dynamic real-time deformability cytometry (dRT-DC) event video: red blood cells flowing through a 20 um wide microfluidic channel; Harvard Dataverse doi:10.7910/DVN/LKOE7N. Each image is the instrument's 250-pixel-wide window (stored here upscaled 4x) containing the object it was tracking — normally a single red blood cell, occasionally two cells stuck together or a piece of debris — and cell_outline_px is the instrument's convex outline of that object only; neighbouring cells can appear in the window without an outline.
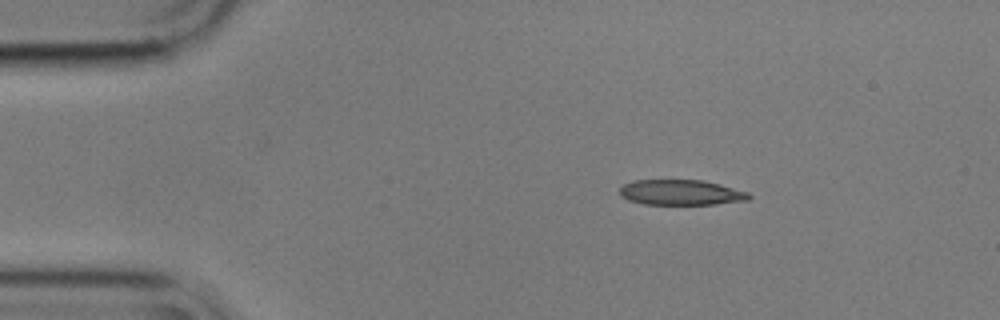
{"species": "common noctule bat (a hibernating species)", "species_latin": "Nyctalus noctula", "temperature_condition": "cold", "stored_images_in_passage": 48, "camera_frame_rate_fps": 3000, "um_per_image_px": 0.085, "animal": {"sex": "male", "body_mass_g": 17.9}, "frame": {"image": 1, "passage_image": 1, "time_ms": 0.0, "image_size_px": [1000, 320], "cell_outline_px": [[752, 196], [748, 200], [716, 204], [644, 204], [628, 200], [620, 196], [620, 188], [624, 184], [632, 180], [704, 180], [720, 184], [748, 192]], "centroid_in_image_um": [57.88, 16.35], "position_along_channel_um": 27.1, "area_um2": 19.13}}
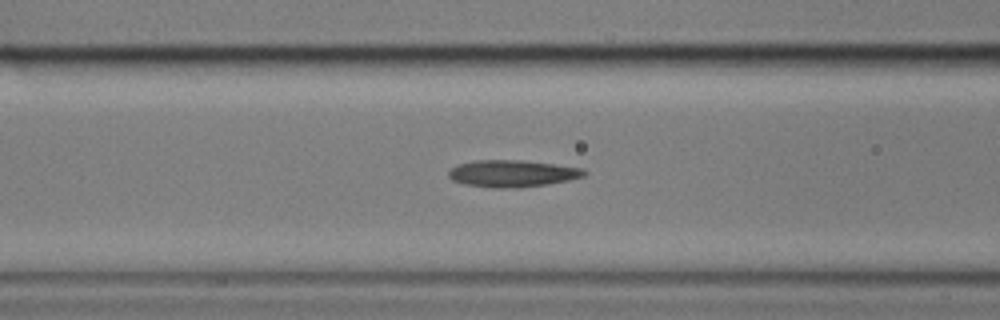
{"frame": {"image": 2, "passage_image": 14, "time_ms": 4.333, "image_size_px": [1000, 320], "cell_outline_px": [[588, 172], [584, 176], [568, 180], [544, 184], [516, 188], [496, 188], [464, 184], [452, 180], [448, 176], [448, 172], [456, 164], [476, 160], [520, 160], [584, 168]], "centroid_in_image_um": [43.52, 14.74], "position_along_channel_um": 123.1, "area_um2": 21.15}}
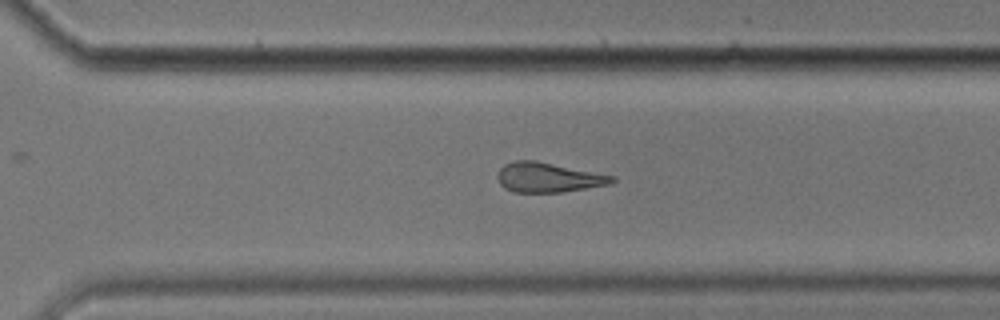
{"frame": {"image": 3, "passage_image": 31, "time_ms": 10.0, "image_size_px": [1000, 320], "cell_outline_px": [[616, 180], [608, 184], [560, 192], [512, 192], [504, 188], [500, 184], [496, 176], [500, 168], [504, 164], [516, 160], [536, 160], [616, 176]], "centroid_in_image_um": [46.56, 15.07], "position_along_channel_um": 324.0, "area_um2": 19.83}, "authors_computed_cell_mechanics": {"area_um2": 20.8658, "velocity_mm_per_s": 3.552, "shape_relaxation_time_tau1_ms": 8.4073, "shape_relaxation_time_tau2_ms": 5.1226, "deformation_change_tau1": 0.2072, "deformation_change_tau2": 0.1647}}